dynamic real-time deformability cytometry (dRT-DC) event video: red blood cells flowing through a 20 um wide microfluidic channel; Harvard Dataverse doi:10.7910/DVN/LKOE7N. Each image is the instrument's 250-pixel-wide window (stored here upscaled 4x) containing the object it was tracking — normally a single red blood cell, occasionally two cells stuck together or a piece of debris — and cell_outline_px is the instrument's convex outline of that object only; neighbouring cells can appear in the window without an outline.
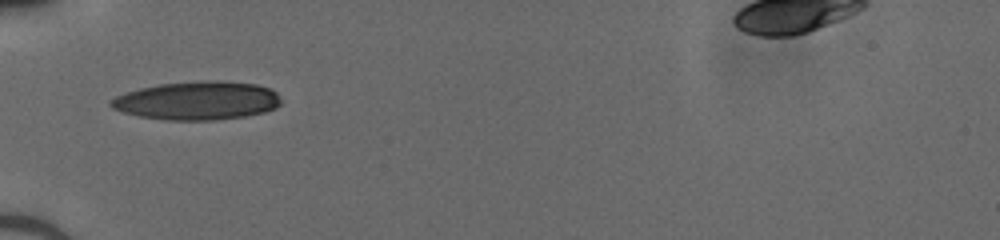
{"species": "human", "species_latin": "Homo sapiens", "temperature_condition": "cold", "stored_images_in_passage": 33, "camera_frame_rate_fps": 3000, "um_per_image_px": 0.085, "donor": {"sex": "male"}, "frame": {"image": 1, "passage_image": 1, "time_ms": 0.0, "image_size_px": [1000, 240], "cell_outline_px": [[280, 104], [276, 108], [264, 112], [244, 116], [216, 120], [168, 120], [140, 116], [124, 112], [112, 108], [108, 104], [108, 100], [116, 96], [140, 88], [160, 84], [208, 80], [220, 80], [256, 84], [268, 88], [276, 92], [280, 100]], "centroid_in_image_um": [16.77, 8.55], "position_along_channel_um": 68.2, "area_um2": 38.03}}
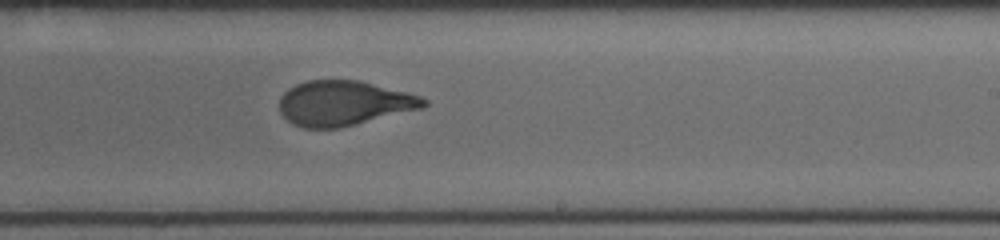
{"frame": {"image": 2, "passage_image": 15, "time_ms": 4.667, "image_size_px": [1000, 240], "cell_outline_px": [[428, 104], [424, 108], [340, 128], [304, 128], [292, 124], [280, 112], [280, 96], [288, 88], [296, 84], [308, 80], [360, 80], [408, 92], [420, 96], [428, 100]], "centroid_in_image_um": [29.25, 8.77], "position_along_channel_um": 259.8, "area_um2": 38.03}}
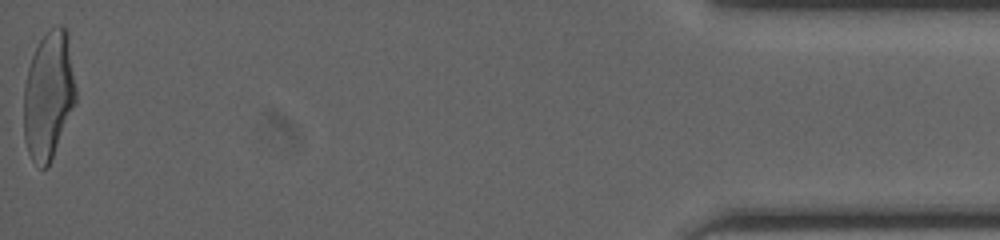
{"frame": {"image": 3, "passage_image": 33, "time_ms": 10.667, "image_size_px": [1000, 240], "cell_outline_px": [[76, 104], [48, 168], [40, 168], [32, 160], [28, 152], [24, 140], [24, 84], [28, 68], [32, 56], [40, 40], [56, 24], [60, 24], [68, 32], [76, 88]], "centroid_in_image_um": [4.14, 8.13], "position_along_channel_um": 431.1, "area_um2": 39.19}}